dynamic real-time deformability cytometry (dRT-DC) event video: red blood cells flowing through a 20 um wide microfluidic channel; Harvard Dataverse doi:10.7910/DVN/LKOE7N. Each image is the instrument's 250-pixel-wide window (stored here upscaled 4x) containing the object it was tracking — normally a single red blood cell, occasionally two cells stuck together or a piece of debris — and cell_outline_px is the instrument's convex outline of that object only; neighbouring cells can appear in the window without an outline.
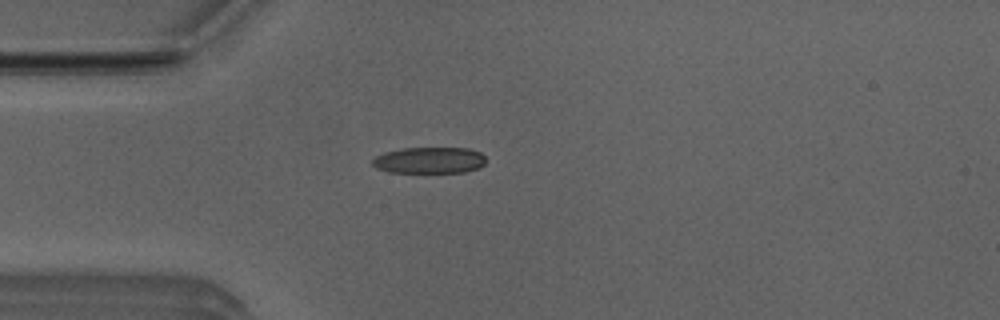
{"species": "Egyptian fruit bat (a non-hibernating species)", "species_latin": "Rousettus aegyptiacus", "temperature_condition": "room temperature", "stored_images_in_passage": 3, "camera_frame_rate_fps": 3000, "um_per_image_px": 0.085, "animal": {"sex": "male"}, "frame": {"image": 1, "passage_image": 2, "time_ms": 0.333, "image_size_px": [1000, 320], "cell_outline_px": [[484, 164], [480, 168], [464, 172], [388, 172], [376, 168], [372, 164], [372, 160], [376, 156], [384, 152], [404, 148], [468, 148], [480, 152], [484, 156]], "centroid_in_image_um": [36.49, 13.62], "position_along_channel_um": 48.5, "area_um2": 17.4}}